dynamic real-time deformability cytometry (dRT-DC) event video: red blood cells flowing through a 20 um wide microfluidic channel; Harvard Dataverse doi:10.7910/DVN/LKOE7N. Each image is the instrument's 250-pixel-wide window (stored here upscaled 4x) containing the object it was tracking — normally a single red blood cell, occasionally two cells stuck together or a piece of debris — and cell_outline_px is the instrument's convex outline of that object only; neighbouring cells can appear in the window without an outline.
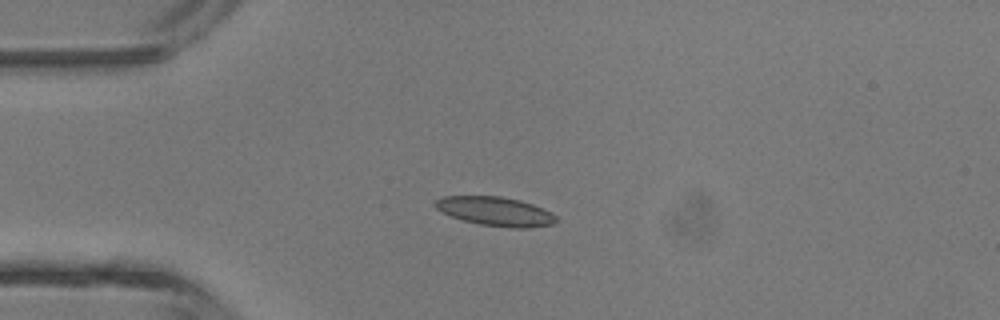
{"species": "common noctule bat (a hibernating species)", "species_latin": "Nyctalus noctula", "temperature_condition": "room temperature", "stored_images_in_passage": 3, "camera_frame_rate_fps": 3000, "um_per_image_px": 0.085, "animal": {"sex": "male", "body_mass_g": 13.3}, "frame": {"image": 1, "passage_image": 3, "time_ms": 2.333, "image_size_px": [1000, 320], "cell_outline_px": [[560, 220], [552, 224], [528, 228], [512, 228], [480, 224], [464, 220], [452, 216], [436, 208], [432, 204], [436, 200], [444, 196], [500, 196], [520, 200], [532, 204], [556, 216]], "centroid_in_image_um": [42.11, 17.96], "position_along_channel_um": 42.9, "area_um2": 20.23}}